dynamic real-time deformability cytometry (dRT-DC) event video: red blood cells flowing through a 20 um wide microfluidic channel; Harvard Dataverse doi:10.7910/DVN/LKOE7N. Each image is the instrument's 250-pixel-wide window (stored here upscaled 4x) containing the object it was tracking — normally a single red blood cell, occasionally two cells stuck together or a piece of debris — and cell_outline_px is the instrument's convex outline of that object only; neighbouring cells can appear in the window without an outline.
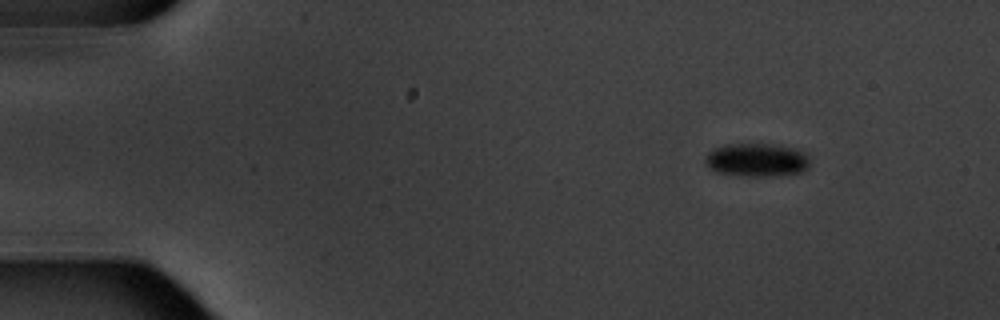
{"species": "common noctule bat (a hibernating species)", "species_latin": "Nyctalus noctula", "temperature_condition": "warm", "stored_images_in_passage": 4, "camera_frame_rate_fps": 3000, "um_per_image_px": 0.085, "animal": {"sex": "male", "body_mass_g": 20.1, "forearm_length_mm": 53.5}, "frame": {"image": 1, "passage_image": 1, "time_ms": 0.0, "image_size_px": [1000, 320], "cell_outline_px": [[808, 168], [804, 172], [776, 176], [748, 176], [716, 172], [708, 168], [704, 164], [704, 156], [712, 148], [728, 144], [768, 144], [796, 148], [808, 152]], "centroid_in_image_um": [64.32, 13.6], "position_along_channel_um": 20.7, "area_um2": 20.75}}
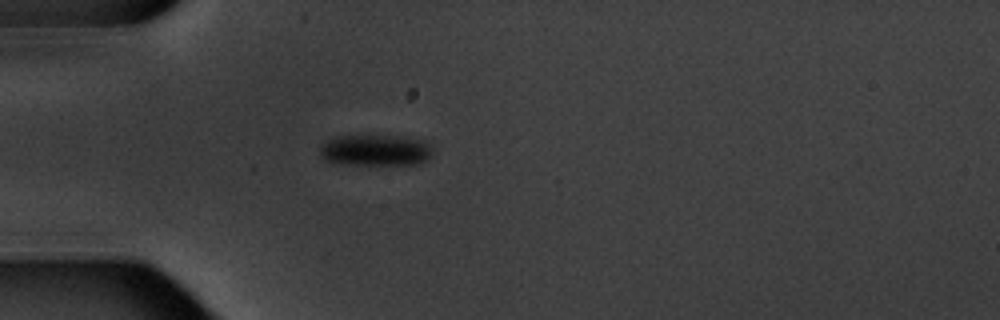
{"frame": {"image": 2, "passage_image": 4, "time_ms": 3.333, "image_size_px": [1000, 320], "cell_outline_px": [[432, 156], [416, 164], [348, 164], [324, 160], [320, 156], [320, 144], [336, 136], [400, 136], [424, 140], [432, 144]], "centroid_in_image_um": [31.93, 12.76], "position_along_channel_um": 53.1, "area_um2": 20.52}}